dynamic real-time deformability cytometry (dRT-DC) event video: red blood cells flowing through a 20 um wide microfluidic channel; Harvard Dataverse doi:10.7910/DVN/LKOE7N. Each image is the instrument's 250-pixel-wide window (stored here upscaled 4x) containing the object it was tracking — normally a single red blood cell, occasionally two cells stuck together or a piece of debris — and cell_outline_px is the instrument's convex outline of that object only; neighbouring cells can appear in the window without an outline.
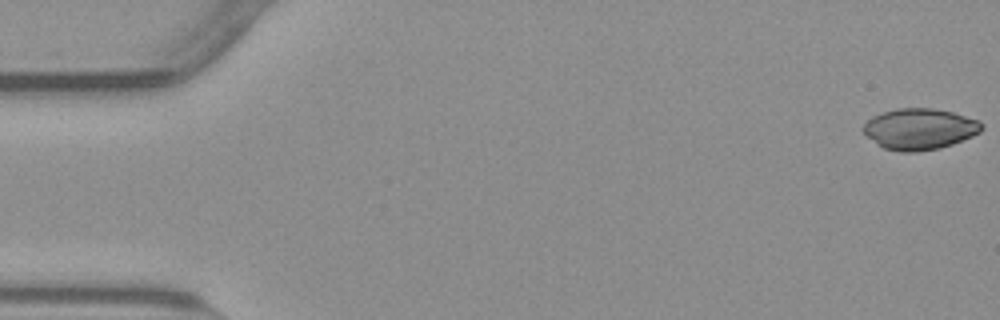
{"species": "common noctule bat (a hibernating species)", "species_latin": "Nyctalus noctula", "temperature_condition": "warm", "stored_images_in_passage": 55, "camera_frame_rate_fps": 3000, "um_per_image_px": 0.085, "animal": {"sex": "male", "body_mass_g": 23.1, "forearm_length_mm": 52.7}, "frame": {"image": 1, "passage_image": 1, "time_ms": 0.0, "image_size_px": [1000, 320], "cell_outline_px": [[984, 128], [980, 132], [972, 136], [952, 144], [940, 148], [916, 152], [900, 152], [884, 148], [868, 136], [864, 132], [864, 124], [872, 116], [896, 108], [932, 108], [952, 112], [980, 120], [984, 124]], "centroid_in_image_um": [78.21, 10.96], "position_along_channel_um": 6.8, "area_um2": 28.26}}
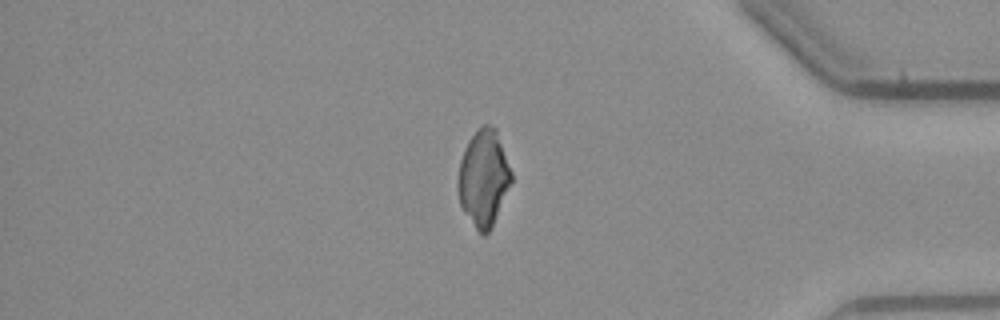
{"frame": {"image": 2, "passage_image": 46, "time_ms": 15.0, "image_size_px": [1000, 320], "cell_outline_px": [[512, 180], [492, 224], [488, 232], [484, 236], [476, 228], [464, 212], [460, 204], [456, 184], [460, 160], [464, 148], [468, 140], [484, 124], [492, 124], [496, 128], [512, 172]], "centroid_in_image_um": [41.08, 15.09], "position_along_channel_um": 394.1, "area_um2": 29.65}}
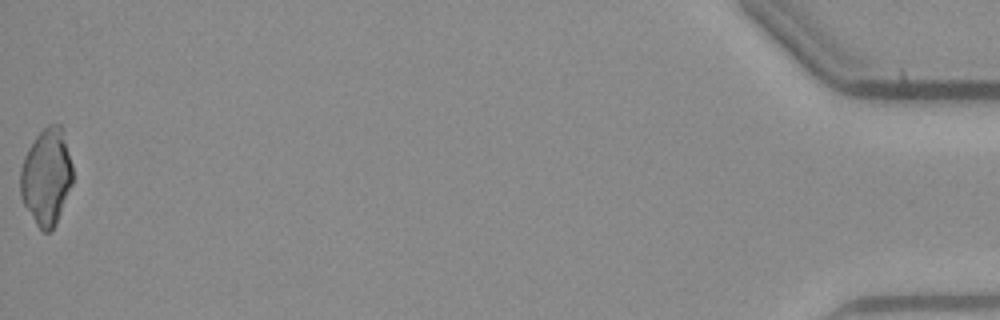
{"frame": {"image": 3, "passage_image": 55, "time_ms": 18.0, "image_size_px": [1000, 320], "cell_outline_px": [[72, 184], [56, 224], [48, 232], [44, 232], [36, 224], [24, 204], [20, 196], [20, 168], [24, 156], [28, 148], [36, 136], [48, 124], [60, 124], [72, 164]], "centroid_in_image_um": [3.93, 15.03], "position_along_channel_um": 431.3, "area_um2": 29.19}}